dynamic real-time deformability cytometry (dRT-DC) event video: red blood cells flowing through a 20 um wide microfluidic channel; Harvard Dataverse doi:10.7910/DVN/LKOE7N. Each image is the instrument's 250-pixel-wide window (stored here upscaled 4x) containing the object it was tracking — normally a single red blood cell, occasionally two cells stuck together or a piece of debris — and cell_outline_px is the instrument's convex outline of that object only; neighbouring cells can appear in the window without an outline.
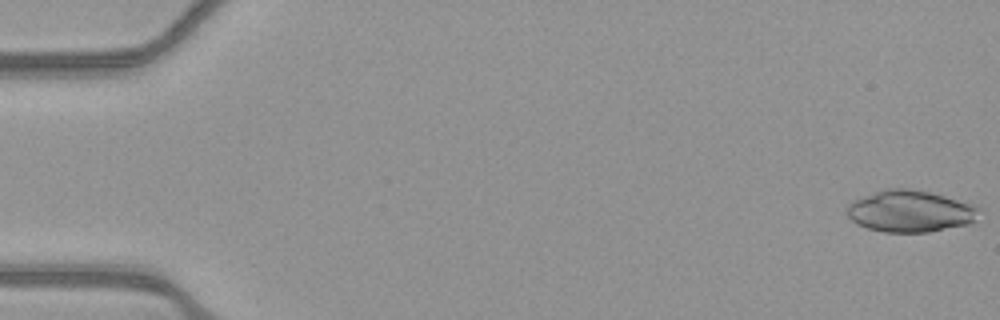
{"species": "common noctule bat (a hibernating species)", "species_latin": "Nyctalus noctula", "temperature_condition": "warm", "stored_images_in_passage": 49, "camera_frame_rate_fps": 3000, "um_per_image_px": 0.085, "animal": {"sex": "female", "body_mass_g": 21.9}, "frame": {"image": 1, "passage_image": 1, "time_ms": 0.0, "image_size_px": [1000, 320], "cell_outline_px": [[980, 208], [976, 220], [968, 224], [928, 232], [884, 232], [868, 228], [856, 224], [848, 216], [848, 204], [852, 200], [884, 188], [908, 188], [928, 192], [944, 196], [972, 204]], "centroid_in_image_um": [77.34, 17.95], "position_along_channel_um": 7.7, "area_um2": 32.02}}